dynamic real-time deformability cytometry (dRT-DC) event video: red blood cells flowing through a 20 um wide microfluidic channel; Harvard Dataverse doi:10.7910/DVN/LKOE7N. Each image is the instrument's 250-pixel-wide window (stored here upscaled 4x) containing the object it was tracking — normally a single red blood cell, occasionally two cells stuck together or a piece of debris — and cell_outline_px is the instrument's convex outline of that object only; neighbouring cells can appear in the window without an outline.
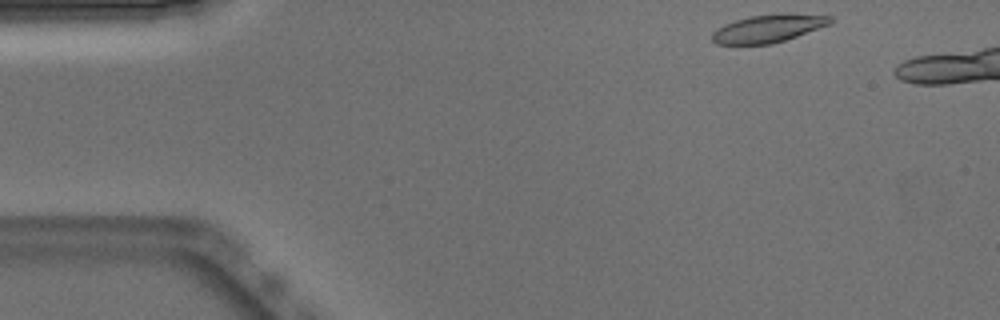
{"species": "Egyptian fruit bat (a non-hibernating species)", "species_latin": "Rousettus aegyptiacus", "temperature_condition": "warm", "stored_images_in_passage": 38, "camera_frame_rate_fps": 3000, "um_per_image_px": 0.085, "animal": {"sex": "male"}, "frame": {"image": 1, "passage_image": 1, "time_ms": 0.0, "image_size_px": [1000, 320], "cell_outline_px": [[832, 24], [772, 44], [716, 44], [712, 40], [712, 32], [716, 28], [724, 24], [736, 20], [752, 16], [784, 12], [788, 12], [832, 16]], "centroid_in_image_um": [65.33, 2.4], "position_along_channel_um": 19.7, "area_um2": 19.36}}
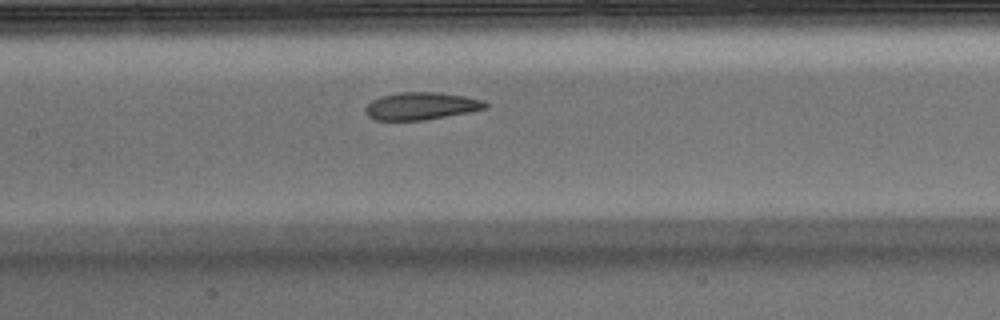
{"frame": {"image": 2, "passage_image": 19, "time_ms": 6.0, "image_size_px": [1000, 320], "cell_outline_px": [[488, 108], [468, 112], [424, 120], [376, 120], [368, 116], [364, 112], [364, 108], [372, 100], [380, 96], [400, 92], [436, 92], [464, 96], [484, 100], [488, 104]], "centroid_in_image_um": [35.78, 9.01], "position_along_channel_um": 171.6, "area_um2": 19.19}}
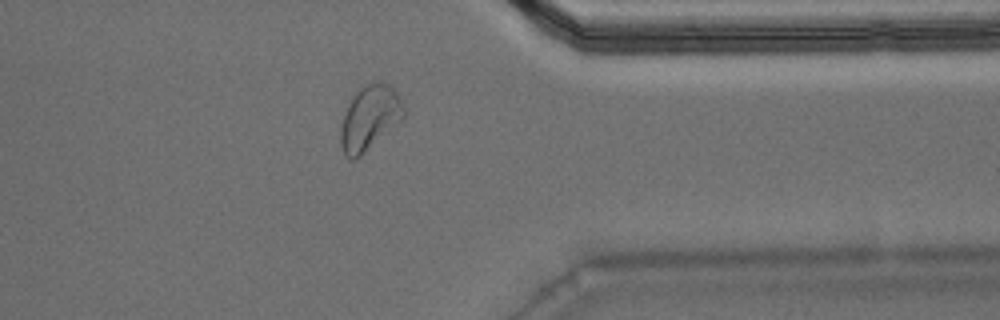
{"frame": {"image": 3, "passage_image": 36, "time_ms": 11.667, "image_size_px": [1000, 320], "cell_outline_px": [[404, 116], [400, 120], [356, 160], [352, 160], [344, 156], [340, 144], [340, 128], [348, 96], [364, 84], [376, 80], [380, 80], [388, 84], [396, 92], [404, 108]], "centroid_in_image_um": [31.34, 9.98], "position_along_channel_um": 380.1, "area_um2": 24.1}}